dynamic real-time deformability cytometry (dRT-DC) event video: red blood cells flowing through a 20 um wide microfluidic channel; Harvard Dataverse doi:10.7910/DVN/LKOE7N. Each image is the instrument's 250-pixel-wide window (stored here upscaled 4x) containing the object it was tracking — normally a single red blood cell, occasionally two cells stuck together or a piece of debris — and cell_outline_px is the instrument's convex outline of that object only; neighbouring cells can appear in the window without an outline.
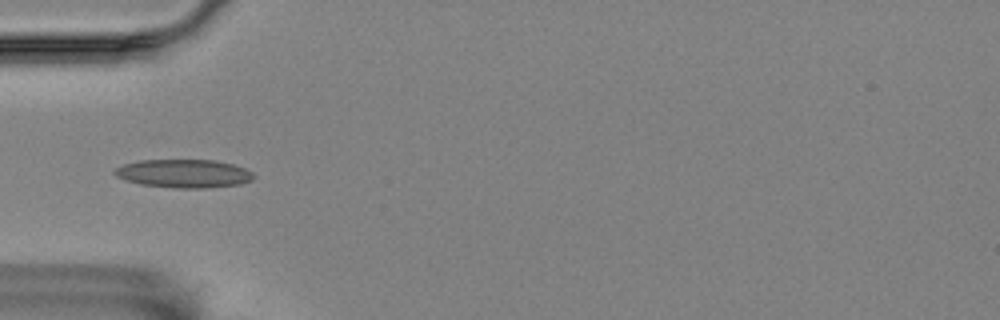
{"species": "Egyptian fruit bat (a non-hibernating species)", "species_latin": "Rousettus aegyptiacus", "temperature_condition": "room temperature", "stored_images_in_passage": 7, "camera_frame_rate_fps": 3000, "um_per_image_px": 0.085, "animal": {"sex": "female"}, "frame": {"image": 1, "passage_image": 3, "time_ms": 0.667, "image_size_px": [1000, 320], "cell_outline_px": [[256, 176], [252, 180], [240, 184], [204, 188], [176, 188], [140, 184], [124, 180], [116, 176], [112, 172], [116, 168], [124, 164], [140, 160], [216, 160], [232, 164], [244, 168], [252, 172]], "centroid_in_image_um": [15.62, 14.75], "position_along_channel_um": 69.4, "area_um2": 23.0}}
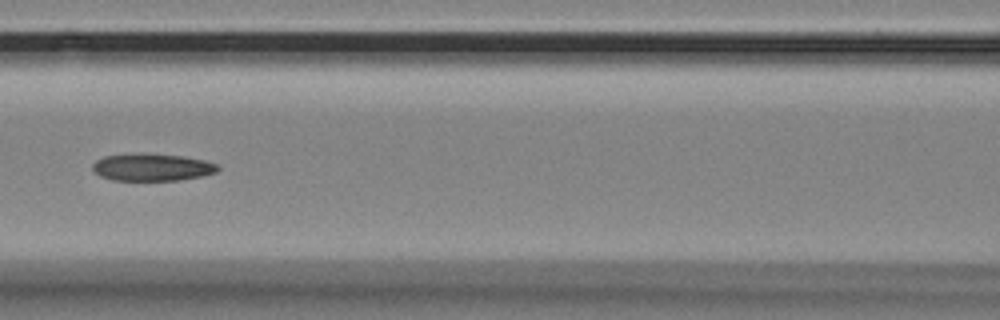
{"frame": {"image": 2, "passage_image": 5, "time_ms": 1.333, "image_size_px": [1000, 320], "cell_outline_px": [[220, 168], [216, 172], [204, 176], [180, 180], [112, 180], [100, 176], [92, 168], [92, 164], [96, 160], [104, 156], [136, 152], [144, 152], [184, 156], [204, 160], [220, 164]], "centroid_in_image_um": [12.95, 14.19], "position_along_channel_um": 153.6, "area_um2": 20.4}}
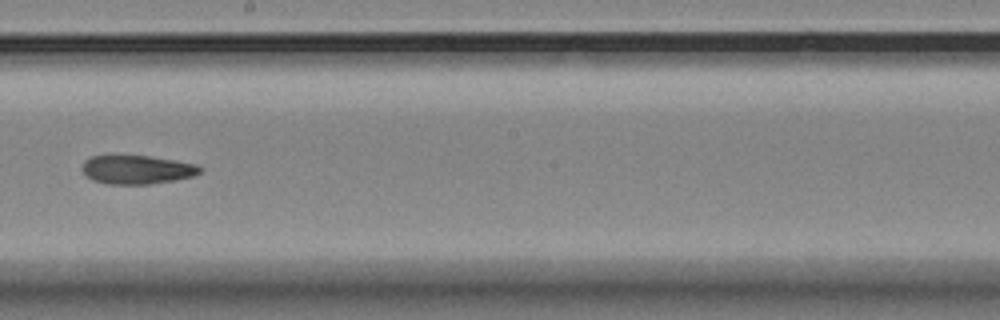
{"frame": {"image": 3, "passage_image": 7, "time_ms": 2.0, "image_size_px": [1000, 320], "cell_outline_px": [[204, 168], [196, 176], [148, 184], [104, 184], [92, 180], [84, 176], [84, 160], [92, 156], [148, 156], [196, 164]], "centroid_in_image_um": [11.65, 14.43], "position_along_channel_um": 236.6, "area_um2": 19.59}}